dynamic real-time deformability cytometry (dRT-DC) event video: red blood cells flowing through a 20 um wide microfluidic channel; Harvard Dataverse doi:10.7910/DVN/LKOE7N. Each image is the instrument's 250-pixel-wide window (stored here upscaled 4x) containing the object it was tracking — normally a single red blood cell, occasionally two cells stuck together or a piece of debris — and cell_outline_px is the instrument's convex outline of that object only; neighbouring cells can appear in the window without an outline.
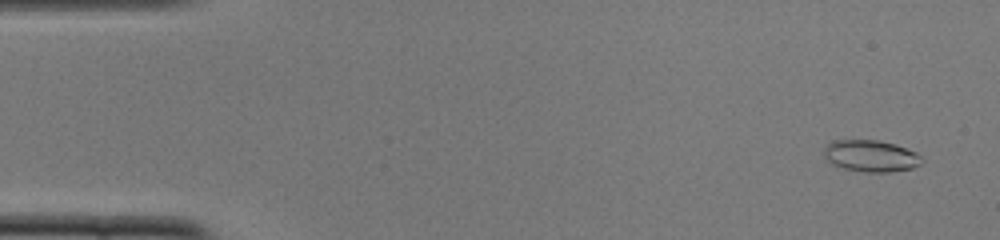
{"species": "common noctule bat (a hibernating species)", "species_latin": "Nyctalus noctula", "temperature_condition": "cold", "stored_images_in_passage": 52, "camera_frame_rate_fps": 3000, "um_per_image_px": 0.085, "animal": {"sex": "female", "body_mass_g": 22.0, "forearm_length_mm": 56.7}, "frame": {"image": 1, "passage_image": 3, "time_ms": 0.667, "image_size_px": [1000, 240], "cell_outline_px": [[924, 160], [920, 164], [912, 168], [892, 172], [864, 172], [844, 168], [832, 164], [824, 156], [824, 148], [832, 140], [880, 140], [896, 144], [916, 152]], "centroid_in_image_um": [74.04, 13.25], "position_along_channel_um": 11.0, "area_um2": 18.15}}
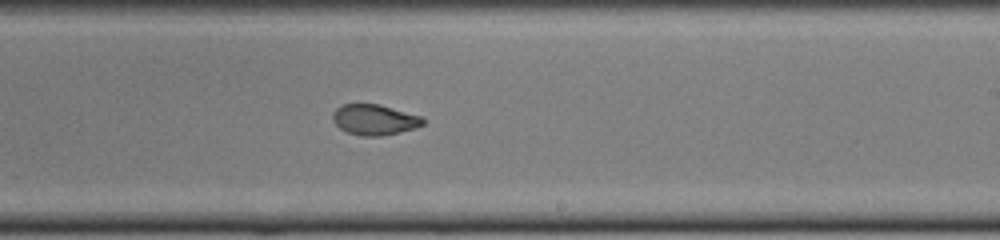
{"frame": {"image": 2, "passage_image": 31, "time_ms": 10.0, "image_size_px": [1000, 240], "cell_outline_px": [[424, 124], [416, 128], [400, 132], [380, 136], [360, 136], [348, 132], [340, 128], [332, 120], [332, 112], [340, 104], [380, 104], [420, 116], [424, 120]], "centroid_in_image_um": [31.8, 10.17], "position_along_channel_um": 257.2, "area_um2": 16.13}}
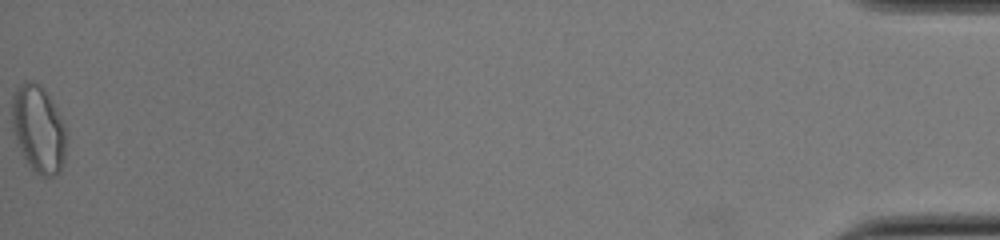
{"frame": {"image": 3, "passage_image": 52, "time_ms": 17.0, "image_size_px": [1000, 240], "cell_outline_px": [[64, 160], [60, 172], [52, 176], [40, 176], [32, 168], [24, 156], [16, 140], [12, 128], [12, 96], [16, 88], [24, 80], [32, 80], [40, 84], [44, 88], [52, 100], [56, 108], [64, 128]], "centroid_in_image_um": [3.24, 10.91], "position_along_channel_um": 432.0, "area_um2": 27.22}, "authors_computed_cell_mechanics": {"area_um2": 17.629, "velocity_mm_per_s": 3.9201, "shape_relaxation_time_tau1_ms": null, "shape_relaxation_time_tau2_ms": 1.3234, "deformation_change_tau1": null, "deformation_change_tau2": 0.0569}}